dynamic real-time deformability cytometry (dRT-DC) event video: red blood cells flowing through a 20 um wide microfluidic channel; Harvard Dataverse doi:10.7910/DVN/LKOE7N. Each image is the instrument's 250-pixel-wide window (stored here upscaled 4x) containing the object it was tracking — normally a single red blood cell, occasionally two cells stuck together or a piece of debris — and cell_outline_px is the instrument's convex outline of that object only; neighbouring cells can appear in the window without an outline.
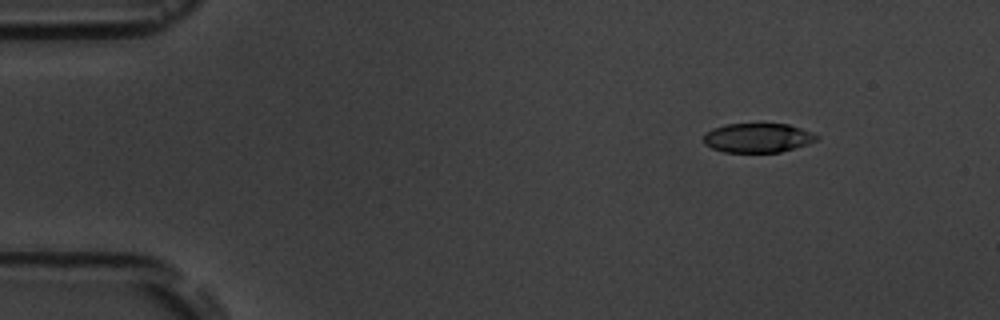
{"species": "common noctule bat (a hibernating species)", "species_latin": "Nyctalus noctula", "temperature_condition": "room temperature", "stored_images_in_passage": 4, "camera_frame_rate_fps": 3000, "um_per_image_px": 0.085, "animal": {"sex": "male", "body_mass_g": 19.5, "forearm_length_mm": 54.6}, "frame": {"image": 1, "passage_image": 1, "time_ms": 0.0, "image_size_px": [1000, 320], "cell_outline_px": [[820, 136], [816, 140], [808, 144], [780, 152], [724, 152], [712, 148], [704, 144], [704, 132], [712, 128], [724, 124], [788, 124], [800, 128]], "centroid_in_image_um": [64.37, 11.71], "position_along_channel_um": 20.6, "area_um2": 19.31}}
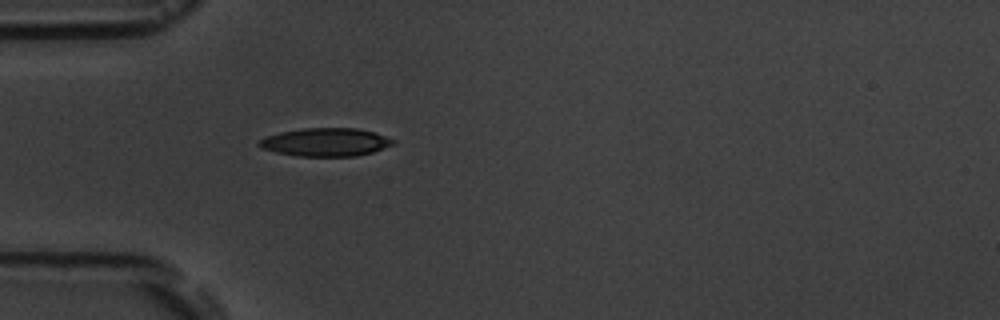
{"frame": {"image": 2, "passage_image": 4, "time_ms": 3.333, "image_size_px": [1000, 320], "cell_outline_px": [[396, 144], [372, 152], [356, 156], [296, 156], [276, 152], [260, 148], [256, 144], [260, 140], [268, 136], [280, 132], [304, 128], [356, 128], [376, 132], [396, 140]], "centroid_in_image_um": [27.71, 12.08], "position_along_channel_um": 57.3, "area_um2": 22.14}}